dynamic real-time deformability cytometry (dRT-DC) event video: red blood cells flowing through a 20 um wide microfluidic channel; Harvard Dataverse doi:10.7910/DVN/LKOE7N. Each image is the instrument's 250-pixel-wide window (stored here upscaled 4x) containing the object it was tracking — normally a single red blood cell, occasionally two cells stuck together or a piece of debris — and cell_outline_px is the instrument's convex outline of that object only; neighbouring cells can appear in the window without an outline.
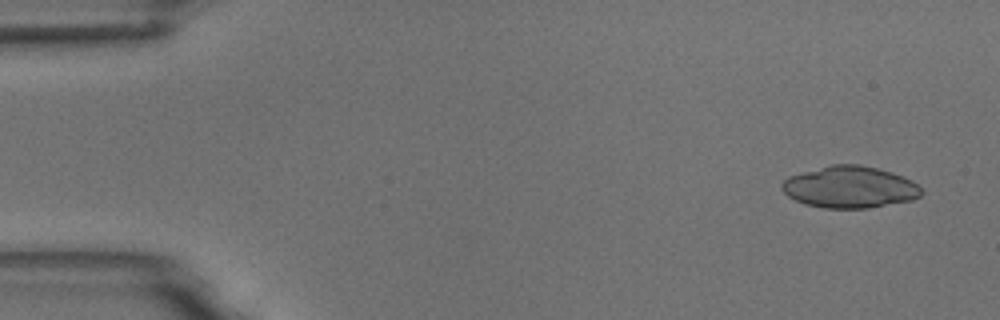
{"species": "common noctule bat (a hibernating species)", "species_latin": "Nyctalus noctula", "temperature_condition": "room temperature", "stored_images_in_passage": 8, "camera_frame_rate_fps": 3000, "um_per_image_px": 0.085, "animal": {"sex": "male", "body_mass_g": 18.8}, "frame": {"image": 1, "passage_image": 1, "time_ms": 0.0, "image_size_px": [1000, 320], "cell_outline_px": [[924, 192], [920, 196], [912, 200], [868, 208], [824, 208], [804, 204], [788, 196], [780, 188], [780, 184], [788, 176], [832, 164], [860, 164], [892, 172], [912, 180]], "centroid_in_image_um": [72.22, 15.9], "position_along_channel_um": 12.8, "area_um2": 33.99}}